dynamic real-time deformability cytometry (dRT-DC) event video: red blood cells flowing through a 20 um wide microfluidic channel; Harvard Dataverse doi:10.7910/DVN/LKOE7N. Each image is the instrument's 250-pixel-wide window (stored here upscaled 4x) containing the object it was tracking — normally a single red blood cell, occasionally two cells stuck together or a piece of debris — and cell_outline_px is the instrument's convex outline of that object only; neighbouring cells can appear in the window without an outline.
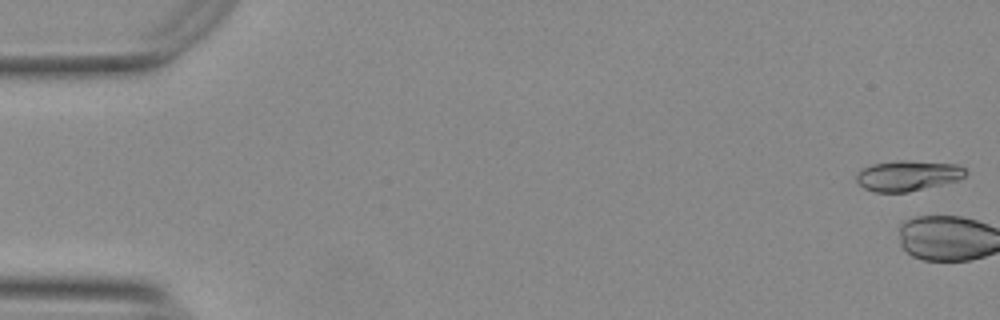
{"species": "Egyptian fruit bat (a non-hibernating species)", "species_latin": "Rousettus aegyptiacus", "temperature_condition": "warm", "stored_images_in_passage": 3, "camera_frame_rate_fps": 3000, "um_per_image_px": 0.085, "animal": {"sex": "female"}, "frame": {"image": 1, "passage_image": 1, "time_ms": 0.0, "image_size_px": [1000, 320], "cell_outline_px": [[968, 172], [960, 180], [908, 192], [876, 192], [864, 188], [856, 180], [856, 176], [864, 168], [872, 164], [896, 160], [904, 160], [960, 164]], "centroid_in_image_um": [77.21, 14.92], "position_along_channel_um": 7.8, "area_um2": 19.42}}